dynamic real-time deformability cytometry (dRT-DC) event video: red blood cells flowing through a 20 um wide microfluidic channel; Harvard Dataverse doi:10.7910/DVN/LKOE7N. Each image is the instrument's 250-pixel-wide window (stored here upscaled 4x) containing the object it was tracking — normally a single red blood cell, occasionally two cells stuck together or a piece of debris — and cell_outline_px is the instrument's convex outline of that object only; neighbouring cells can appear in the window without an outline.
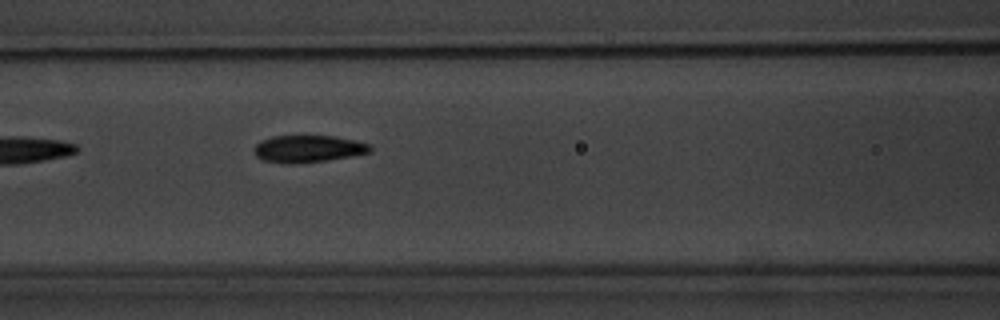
{"species": "common noctule bat (a hibernating species)", "species_latin": "Nyctalus noctula", "temperature_condition": "warm", "stored_images_in_passage": 8, "segment_of_instrument_passage": [2, 2], "camera_frame_rate_fps": 3000, "um_per_image_px": 0.085, "animal": {"sex": "male", "body_mass_g": 20.1, "forearm_length_mm": 53.5}, "frame": {"image": 1, "passage_image": 8, "time_ms": 8.0, "image_size_px": [1000, 320], "cell_outline_px": [[372, 152], [324, 160], [292, 164], [288, 164], [264, 160], [256, 156], [252, 152], [252, 148], [260, 140], [272, 136], [336, 136], [368, 144], [372, 148]], "centroid_in_image_um": [26.11, 12.64], "position_along_channel_um": 140.5, "area_um2": 18.21}}